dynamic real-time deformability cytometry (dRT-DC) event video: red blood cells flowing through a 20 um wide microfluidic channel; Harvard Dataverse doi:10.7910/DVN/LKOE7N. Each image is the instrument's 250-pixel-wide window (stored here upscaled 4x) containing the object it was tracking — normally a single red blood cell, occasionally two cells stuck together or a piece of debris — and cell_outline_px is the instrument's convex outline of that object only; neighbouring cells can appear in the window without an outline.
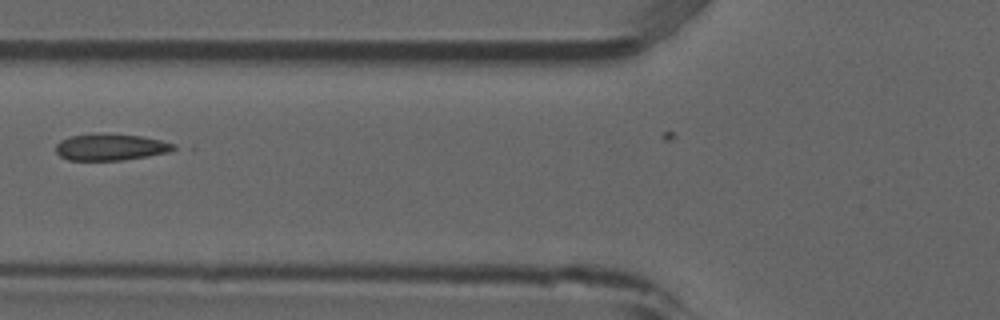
{"species": "common noctule bat (a hibernating species)", "species_latin": "Nyctalus noctula", "temperature_condition": "room temperature", "stored_images_in_passage": 6, "camera_frame_rate_fps": 3000, "um_per_image_px": 0.085, "animal": {"sex": "male", "forearm_length_mm": 52.5}, "frame": {"image": 1, "passage_image": 6, "time_ms": 1.667, "image_size_px": [1000, 320], "cell_outline_px": [[176, 148], [168, 152], [148, 156], [120, 160], [68, 160], [60, 156], [56, 152], [56, 144], [60, 140], [68, 136], [140, 136], [160, 140], [176, 144]], "centroid_in_image_um": [9.4, 12.55], "position_along_channel_um": 116.4, "area_um2": 17.4}}